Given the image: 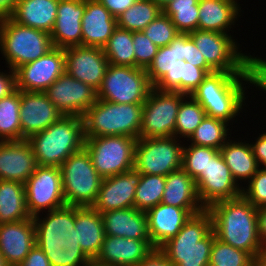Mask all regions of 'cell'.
<instances>
[{
    "instance_id": "6da1fadb",
    "label": "cell",
    "mask_w": 266,
    "mask_h": 266,
    "mask_svg": "<svg viewBox=\"0 0 266 266\" xmlns=\"http://www.w3.org/2000/svg\"><path fill=\"white\" fill-rule=\"evenodd\" d=\"M44 215L45 218L41 214L33 217L35 239L50 265L84 266L90 262L79 245L75 229V206L65 205Z\"/></svg>"
},
{
    "instance_id": "7a4b0ae2",
    "label": "cell",
    "mask_w": 266,
    "mask_h": 266,
    "mask_svg": "<svg viewBox=\"0 0 266 266\" xmlns=\"http://www.w3.org/2000/svg\"><path fill=\"white\" fill-rule=\"evenodd\" d=\"M207 210L211 213L216 238L257 260L265 250L258 236L257 208L240 195L216 202Z\"/></svg>"
},
{
    "instance_id": "3957f363",
    "label": "cell",
    "mask_w": 266,
    "mask_h": 266,
    "mask_svg": "<svg viewBox=\"0 0 266 266\" xmlns=\"http://www.w3.org/2000/svg\"><path fill=\"white\" fill-rule=\"evenodd\" d=\"M245 82L244 72H213L190 96L203 107L206 116L233 125L236 116L243 113L248 98Z\"/></svg>"
},
{
    "instance_id": "277c9868",
    "label": "cell",
    "mask_w": 266,
    "mask_h": 266,
    "mask_svg": "<svg viewBox=\"0 0 266 266\" xmlns=\"http://www.w3.org/2000/svg\"><path fill=\"white\" fill-rule=\"evenodd\" d=\"M214 237L211 213L205 209L192 215L160 249L174 266H207Z\"/></svg>"
},
{
    "instance_id": "5b68a950",
    "label": "cell",
    "mask_w": 266,
    "mask_h": 266,
    "mask_svg": "<svg viewBox=\"0 0 266 266\" xmlns=\"http://www.w3.org/2000/svg\"><path fill=\"white\" fill-rule=\"evenodd\" d=\"M27 140L39 166L60 167L70 155L84 148L83 119L63 115L47 129L33 134Z\"/></svg>"
},
{
    "instance_id": "8992f818",
    "label": "cell",
    "mask_w": 266,
    "mask_h": 266,
    "mask_svg": "<svg viewBox=\"0 0 266 266\" xmlns=\"http://www.w3.org/2000/svg\"><path fill=\"white\" fill-rule=\"evenodd\" d=\"M143 104H117L97 99L82 116L85 138L129 136L139 138Z\"/></svg>"
},
{
    "instance_id": "52a82bcc",
    "label": "cell",
    "mask_w": 266,
    "mask_h": 266,
    "mask_svg": "<svg viewBox=\"0 0 266 266\" xmlns=\"http://www.w3.org/2000/svg\"><path fill=\"white\" fill-rule=\"evenodd\" d=\"M53 48L50 33L21 25L10 17L0 19V54L15 71Z\"/></svg>"
},
{
    "instance_id": "ba28073f",
    "label": "cell",
    "mask_w": 266,
    "mask_h": 266,
    "mask_svg": "<svg viewBox=\"0 0 266 266\" xmlns=\"http://www.w3.org/2000/svg\"><path fill=\"white\" fill-rule=\"evenodd\" d=\"M64 200L69 206H92L103 178L96 172L87 150L70 155L60 166Z\"/></svg>"
},
{
    "instance_id": "9c48e42d",
    "label": "cell",
    "mask_w": 266,
    "mask_h": 266,
    "mask_svg": "<svg viewBox=\"0 0 266 266\" xmlns=\"http://www.w3.org/2000/svg\"><path fill=\"white\" fill-rule=\"evenodd\" d=\"M136 143L129 136H100L85 138L84 148L96 172L106 178L133 170Z\"/></svg>"
},
{
    "instance_id": "30bf717a",
    "label": "cell",
    "mask_w": 266,
    "mask_h": 266,
    "mask_svg": "<svg viewBox=\"0 0 266 266\" xmlns=\"http://www.w3.org/2000/svg\"><path fill=\"white\" fill-rule=\"evenodd\" d=\"M145 69L109 64L97 99L117 104H143L152 89Z\"/></svg>"
},
{
    "instance_id": "8fae6325",
    "label": "cell",
    "mask_w": 266,
    "mask_h": 266,
    "mask_svg": "<svg viewBox=\"0 0 266 266\" xmlns=\"http://www.w3.org/2000/svg\"><path fill=\"white\" fill-rule=\"evenodd\" d=\"M175 136L138 138L134 170L147 175L167 176L182 168L184 142Z\"/></svg>"
},
{
    "instance_id": "7c38bea8",
    "label": "cell",
    "mask_w": 266,
    "mask_h": 266,
    "mask_svg": "<svg viewBox=\"0 0 266 266\" xmlns=\"http://www.w3.org/2000/svg\"><path fill=\"white\" fill-rule=\"evenodd\" d=\"M187 95L176 91L150 90L142 109L139 138L175 136L176 116Z\"/></svg>"
},
{
    "instance_id": "4fadbf2b",
    "label": "cell",
    "mask_w": 266,
    "mask_h": 266,
    "mask_svg": "<svg viewBox=\"0 0 266 266\" xmlns=\"http://www.w3.org/2000/svg\"><path fill=\"white\" fill-rule=\"evenodd\" d=\"M189 36L215 72H244L246 53H242V45L233 35L195 30Z\"/></svg>"
},
{
    "instance_id": "5bb4252c",
    "label": "cell",
    "mask_w": 266,
    "mask_h": 266,
    "mask_svg": "<svg viewBox=\"0 0 266 266\" xmlns=\"http://www.w3.org/2000/svg\"><path fill=\"white\" fill-rule=\"evenodd\" d=\"M24 187L26 206L31 217L66 205L60 167L38 165Z\"/></svg>"
},
{
    "instance_id": "9a60e30c",
    "label": "cell",
    "mask_w": 266,
    "mask_h": 266,
    "mask_svg": "<svg viewBox=\"0 0 266 266\" xmlns=\"http://www.w3.org/2000/svg\"><path fill=\"white\" fill-rule=\"evenodd\" d=\"M195 182L198 197L205 209L216 202L242 195V187L232 177L220 150L211 157L206 171L202 172Z\"/></svg>"
},
{
    "instance_id": "2e32d148",
    "label": "cell",
    "mask_w": 266,
    "mask_h": 266,
    "mask_svg": "<svg viewBox=\"0 0 266 266\" xmlns=\"http://www.w3.org/2000/svg\"><path fill=\"white\" fill-rule=\"evenodd\" d=\"M65 72V50L53 47L35 61L15 70L16 89L44 92Z\"/></svg>"
},
{
    "instance_id": "e0dca14e",
    "label": "cell",
    "mask_w": 266,
    "mask_h": 266,
    "mask_svg": "<svg viewBox=\"0 0 266 266\" xmlns=\"http://www.w3.org/2000/svg\"><path fill=\"white\" fill-rule=\"evenodd\" d=\"M64 116L81 117L96 102L97 91L64 72L45 91Z\"/></svg>"
},
{
    "instance_id": "ac0fdd59",
    "label": "cell",
    "mask_w": 266,
    "mask_h": 266,
    "mask_svg": "<svg viewBox=\"0 0 266 266\" xmlns=\"http://www.w3.org/2000/svg\"><path fill=\"white\" fill-rule=\"evenodd\" d=\"M64 50L65 72L97 91L109 65L103 49L101 47L79 45Z\"/></svg>"
},
{
    "instance_id": "d6986e66",
    "label": "cell",
    "mask_w": 266,
    "mask_h": 266,
    "mask_svg": "<svg viewBox=\"0 0 266 266\" xmlns=\"http://www.w3.org/2000/svg\"><path fill=\"white\" fill-rule=\"evenodd\" d=\"M21 140L47 129L63 114L48 99L45 92L20 91Z\"/></svg>"
},
{
    "instance_id": "ffe728a7",
    "label": "cell",
    "mask_w": 266,
    "mask_h": 266,
    "mask_svg": "<svg viewBox=\"0 0 266 266\" xmlns=\"http://www.w3.org/2000/svg\"><path fill=\"white\" fill-rule=\"evenodd\" d=\"M140 179L141 173L134 169L103 178L92 207L100 213L134 207L135 191Z\"/></svg>"
},
{
    "instance_id": "44dd1931",
    "label": "cell",
    "mask_w": 266,
    "mask_h": 266,
    "mask_svg": "<svg viewBox=\"0 0 266 266\" xmlns=\"http://www.w3.org/2000/svg\"><path fill=\"white\" fill-rule=\"evenodd\" d=\"M37 166L27 139L0 141V180L25 184Z\"/></svg>"
},
{
    "instance_id": "7402d4cb",
    "label": "cell",
    "mask_w": 266,
    "mask_h": 266,
    "mask_svg": "<svg viewBox=\"0 0 266 266\" xmlns=\"http://www.w3.org/2000/svg\"><path fill=\"white\" fill-rule=\"evenodd\" d=\"M35 244L33 217L0 225V252L8 266H19Z\"/></svg>"
},
{
    "instance_id": "603a6c76",
    "label": "cell",
    "mask_w": 266,
    "mask_h": 266,
    "mask_svg": "<svg viewBox=\"0 0 266 266\" xmlns=\"http://www.w3.org/2000/svg\"><path fill=\"white\" fill-rule=\"evenodd\" d=\"M152 249L151 240L106 235L94 261L106 266H137Z\"/></svg>"
},
{
    "instance_id": "cb8c5ba5",
    "label": "cell",
    "mask_w": 266,
    "mask_h": 266,
    "mask_svg": "<svg viewBox=\"0 0 266 266\" xmlns=\"http://www.w3.org/2000/svg\"><path fill=\"white\" fill-rule=\"evenodd\" d=\"M85 0H59L57 17L52 29L53 47L66 49L82 45V17Z\"/></svg>"
},
{
    "instance_id": "d4e9b609",
    "label": "cell",
    "mask_w": 266,
    "mask_h": 266,
    "mask_svg": "<svg viewBox=\"0 0 266 266\" xmlns=\"http://www.w3.org/2000/svg\"><path fill=\"white\" fill-rule=\"evenodd\" d=\"M148 233L154 248H160L169 239L175 237L192 214L172 205L159 203L145 212Z\"/></svg>"
},
{
    "instance_id": "484cf974",
    "label": "cell",
    "mask_w": 266,
    "mask_h": 266,
    "mask_svg": "<svg viewBox=\"0 0 266 266\" xmlns=\"http://www.w3.org/2000/svg\"><path fill=\"white\" fill-rule=\"evenodd\" d=\"M81 26L82 45L103 48L117 27V18L98 0H85Z\"/></svg>"
},
{
    "instance_id": "4316f807",
    "label": "cell",
    "mask_w": 266,
    "mask_h": 266,
    "mask_svg": "<svg viewBox=\"0 0 266 266\" xmlns=\"http://www.w3.org/2000/svg\"><path fill=\"white\" fill-rule=\"evenodd\" d=\"M198 6V30L225 34H231L243 10L238 0H199Z\"/></svg>"
},
{
    "instance_id": "83f0119b",
    "label": "cell",
    "mask_w": 266,
    "mask_h": 266,
    "mask_svg": "<svg viewBox=\"0 0 266 266\" xmlns=\"http://www.w3.org/2000/svg\"><path fill=\"white\" fill-rule=\"evenodd\" d=\"M105 235L151 240L148 233L147 216L134 207L109 210L101 213Z\"/></svg>"
},
{
    "instance_id": "f1b7e54d",
    "label": "cell",
    "mask_w": 266,
    "mask_h": 266,
    "mask_svg": "<svg viewBox=\"0 0 266 266\" xmlns=\"http://www.w3.org/2000/svg\"><path fill=\"white\" fill-rule=\"evenodd\" d=\"M75 229L82 251L95 260L106 236L102 214L92 206H75Z\"/></svg>"
},
{
    "instance_id": "f546056e",
    "label": "cell",
    "mask_w": 266,
    "mask_h": 266,
    "mask_svg": "<svg viewBox=\"0 0 266 266\" xmlns=\"http://www.w3.org/2000/svg\"><path fill=\"white\" fill-rule=\"evenodd\" d=\"M161 203L184 208L192 215L205 210L198 197L195 180L182 168L166 176Z\"/></svg>"
},
{
    "instance_id": "4dcf8cb0",
    "label": "cell",
    "mask_w": 266,
    "mask_h": 266,
    "mask_svg": "<svg viewBox=\"0 0 266 266\" xmlns=\"http://www.w3.org/2000/svg\"><path fill=\"white\" fill-rule=\"evenodd\" d=\"M59 0H17L10 18L24 26L52 32Z\"/></svg>"
},
{
    "instance_id": "1f68e13d",
    "label": "cell",
    "mask_w": 266,
    "mask_h": 266,
    "mask_svg": "<svg viewBox=\"0 0 266 266\" xmlns=\"http://www.w3.org/2000/svg\"><path fill=\"white\" fill-rule=\"evenodd\" d=\"M243 140L229 139L220 149L232 177L240 187H243L260 168L251 144L246 140L242 142Z\"/></svg>"
},
{
    "instance_id": "d6a6232c",
    "label": "cell",
    "mask_w": 266,
    "mask_h": 266,
    "mask_svg": "<svg viewBox=\"0 0 266 266\" xmlns=\"http://www.w3.org/2000/svg\"><path fill=\"white\" fill-rule=\"evenodd\" d=\"M208 74L203 68L178 59L172 69L164 75L154 88L161 91H176L185 95H191Z\"/></svg>"
},
{
    "instance_id": "836d02e7",
    "label": "cell",
    "mask_w": 266,
    "mask_h": 266,
    "mask_svg": "<svg viewBox=\"0 0 266 266\" xmlns=\"http://www.w3.org/2000/svg\"><path fill=\"white\" fill-rule=\"evenodd\" d=\"M29 218L24 184L0 180V225Z\"/></svg>"
},
{
    "instance_id": "e575fe53",
    "label": "cell",
    "mask_w": 266,
    "mask_h": 266,
    "mask_svg": "<svg viewBox=\"0 0 266 266\" xmlns=\"http://www.w3.org/2000/svg\"><path fill=\"white\" fill-rule=\"evenodd\" d=\"M228 126H230V124L227 122L214 117L205 116L201 124L187 141L197 146L212 147L220 150L230 137L233 138L231 136V127Z\"/></svg>"
},
{
    "instance_id": "d590c367",
    "label": "cell",
    "mask_w": 266,
    "mask_h": 266,
    "mask_svg": "<svg viewBox=\"0 0 266 266\" xmlns=\"http://www.w3.org/2000/svg\"><path fill=\"white\" fill-rule=\"evenodd\" d=\"M162 12L153 0H136L125 12L117 17V26L131 32L144 28Z\"/></svg>"
},
{
    "instance_id": "8d00e7d4",
    "label": "cell",
    "mask_w": 266,
    "mask_h": 266,
    "mask_svg": "<svg viewBox=\"0 0 266 266\" xmlns=\"http://www.w3.org/2000/svg\"><path fill=\"white\" fill-rule=\"evenodd\" d=\"M102 49L109 64L135 67V53L131 31L117 26Z\"/></svg>"
},
{
    "instance_id": "74e56055",
    "label": "cell",
    "mask_w": 266,
    "mask_h": 266,
    "mask_svg": "<svg viewBox=\"0 0 266 266\" xmlns=\"http://www.w3.org/2000/svg\"><path fill=\"white\" fill-rule=\"evenodd\" d=\"M20 90L0 99V141L21 140Z\"/></svg>"
},
{
    "instance_id": "f35d334b",
    "label": "cell",
    "mask_w": 266,
    "mask_h": 266,
    "mask_svg": "<svg viewBox=\"0 0 266 266\" xmlns=\"http://www.w3.org/2000/svg\"><path fill=\"white\" fill-rule=\"evenodd\" d=\"M198 1L173 0L163 7L162 12L170 17L179 33H190L198 30Z\"/></svg>"
},
{
    "instance_id": "ab89813d",
    "label": "cell",
    "mask_w": 266,
    "mask_h": 266,
    "mask_svg": "<svg viewBox=\"0 0 266 266\" xmlns=\"http://www.w3.org/2000/svg\"><path fill=\"white\" fill-rule=\"evenodd\" d=\"M165 182L166 176L141 174L135 191L134 208L146 212L161 203Z\"/></svg>"
},
{
    "instance_id": "60d3db41",
    "label": "cell",
    "mask_w": 266,
    "mask_h": 266,
    "mask_svg": "<svg viewBox=\"0 0 266 266\" xmlns=\"http://www.w3.org/2000/svg\"><path fill=\"white\" fill-rule=\"evenodd\" d=\"M206 116L203 107L190 95H187L180 103L176 116L175 137L184 138L186 141L195 132Z\"/></svg>"
},
{
    "instance_id": "b9f144b4",
    "label": "cell",
    "mask_w": 266,
    "mask_h": 266,
    "mask_svg": "<svg viewBox=\"0 0 266 266\" xmlns=\"http://www.w3.org/2000/svg\"><path fill=\"white\" fill-rule=\"evenodd\" d=\"M209 264L215 266H256V260L243 250L214 237Z\"/></svg>"
},
{
    "instance_id": "7bdbcfd3",
    "label": "cell",
    "mask_w": 266,
    "mask_h": 266,
    "mask_svg": "<svg viewBox=\"0 0 266 266\" xmlns=\"http://www.w3.org/2000/svg\"><path fill=\"white\" fill-rule=\"evenodd\" d=\"M188 144L185 142L183 146L182 169L195 180L202 172L206 171L211 157L219 150L212 147Z\"/></svg>"
},
{
    "instance_id": "ee69618b",
    "label": "cell",
    "mask_w": 266,
    "mask_h": 266,
    "mask_svg": "<svg viewBox=\"0 0 266 266\" xmlns=\"http://www.w3.org/2000/svg\"><path fill=\"white\" fill-rule=\"evenodd\" d=\"M159 48L167 46L179 34L168 15L161 12L142 31Z\"/></svg>"
},
{
    "instance_id": "f6af8a7d",
    "label": "cell",
    "mask_w": 266,
    "mask_h": 266,
    "mask_svg": "<svg viewBox=\"0 0 266 266\" xmlns=\"http://www.w3.org/2000/svg\"><path fill=\"white\" fill-rule=\"evenodd\" d=\"M176 60L175 46L167 45L158 49L152 63L146 69L149 82L153 87L172 69Z\"/></svg>"
},
{
    "instance_id": "bcb514c9",
    "label": "cell",
    "mask_w": 266,
    "mask_h": 266,
    "mask_svg": "<svg viewBox=\"0 0 266 266\" xmlns=\"http://www.w3.org/2000/svg\"><path fill=\"white\" fill-rule=\"evenodd\" d=\"M132 40L135 53V67L146 70L152 63L159 47L142 31L132 32Z\"/></svg>"
},
{
    "instance_id": "7dc6e473",
    "label": "cell",
    "mask_w": 266,
    "mask_h": 266,
    "mask_svg": "<svg viewBox=\"0 0 266 266\" xmlns=\"http://www.w3.org/2000/svg\"><path fill=\"white\" fill-rule=\"evenodd\" d=\"M245 185L242 195L255 208L266 206V168H259Z\"/></svg>"
},
{
    "instance_id": "c3c4849f",
    "label": "cell",
    "mask_w": 266,
    "mask_h": 266,
    "mask_svg": "<svg viewBox=\"0 0 266 266\" xmlns=\"http://www.w3.org/2000/svg\"><path fill=\"white\" fill-rule=\"evenodd\" d=\"M244 73L246 83L266 93V58L262 59L250 53L245 54Z\"/></svg>"
},
{
    "instance_id": "681fc988",
    "label": "cell",
    "mask_w": 266,
    "mask_h": 266,
    "mask_svg": "<svg viewBox=\"0 0 266 266\" xmlns=\"http://www.w3.org/2000/svg\"><path fill=\"white\" fill-rule=\"evenodd\" d=\"M184 60L190 62L192 65L203 68L209 74L215 72L207 63L200 50L196 47L194 41L189 36V33H185V52Z\"/></svg>"
},
{
    "instance_id": "f907efd6",
    "label": "cell",
    "mask_w": 266,
    "mask_h": 266,
    "mask_svg": "<svg viewBox=\"0 0 266 266\" xmlns=\"http://www.w3.org/2000/svg\"><path fill=\"white\" fill-rule=\"evenodd\" d=\"M8 70L4 72L0 71V99L10 95L16 90L15 71L11 68Z\"/></svg>"
},
{
    "instance_id": "816d5d0a",
    "label": "cell",
    "mask_w": 266,
    "mask_h": 266,
    "mask_svg": "<svg viewBox=\"0 0 266 266\" xmlns=\"http://www.w3.org/2000/svg\"><path fill=\"white\" fill-rule=\"evenodd\" d=\"M137 266H174L160 248H154Z\"/></svg>"
},
{
    "instance_id": "f5cc1de1",
    "label": "cell",
    "mask_w": 266,
    "mask_h": 266,
    "mask_svg": "<svg viewBox=\"0 0 266 266\" xmlns=\"http://www.w3.org/2000/svg\"><path fill=\"white\" fill-rule=\"evenodd\" d=\"M19 266H51L48 258L36 244Z\"/></svg>"
},
{
    "instance_id": "db71d44e",
    "label": "cell",
    "mask_w": 266,
    "mask_h": 266,
    "mask_svg": "<svg viewBox=\"0 0 266 266\" xmlns=\"http://www.w3.org/2000/svg\"><path fill=\"white\" fill-rule=\"evenodd\" d=\"M257 138V139H256ZM251 144L254 156L260 168H266V132L259 133Z\"/></svg>"
},
{
    "instance_id": "11a10c76",
    "label": "cell",
    "mask_w": 266,
    "mask_h": 266,
    "mask_svg": "<svg viewBox=\"0 0 266 266\" xmlns=\"http://www.w3.org/2000/svg\"><path fill=\"white\" fill-rule=\"evenodd\" d=\"M98 1L102 5H104L114 17L117 18L120 14H122L129 7H131L136 0H98Z\"/></svg>"
},
{
    "instance_id": "9f6ffc18",
    "label": "cell",
    "mask_w": 266,
    "mask_h": 266,
    "mask_svg": "<svg viewBox=\"0 0 266 266\" xmlns=\"http://www.w3.org/2000/svg\"><path fill=\"white\" fill-rule=\"evenodd\" d=\"M257 226L260 243L266 249V206L257 208Z\"/></svg>"
},
{
    "instance_id": "6f0895ef",
    "label": "cell",
    "mask_w": 266,
    "mask_h": 266,
    "mask_svg": "<svg viewBox=\"0 0 266 266\" xmlns=\"http://www.w3.org/2000/svg\"><path fill=\"white\" fill-rule=\"evenodd\" d=\"M170 46H175V54L177 60H184L185 52V33H179L169 44Z\"/></svg>"
},
{
    "instance_id": "680465c9",
    "label": "cell",
    "mask_w": 266,
    "mask_h": 266,
    "mask_svg": "<svg viewBox=\"0 0 266 266\" xmlns=\"http://www.w3.org/2000/svg\"><path fill=\"white\" fill-rule=\"evenodd\" d=\"M17 0H0V19L10 17Z\"/></svg>"
},
{
    "instance_id": "91938a15",
    "label": "cell",
    "mask_w": 266,
    "mask_h": 266,
    "mask_svg": "<svg viewBox=\"0 0 266 266\" xmlns=\"http://www.w3.org/2000/svg\"><path fill=\"white\" fill-rule=\"evenodd\" d=\"M256 266H266V249L257 258Z\"/></svg>"
},
{
    "instance_id": "94428289",
    "label": "cell",
    "mask_w": 266,
    "mask_h": 266,
    "mask_svg": "<svg viewBox=\"0 0 266 266\" xmlns=\"http://www.w3.org/2000/svg\"><path fill=\"white\" fill-rule=\"evenodd\" d=\"M160 8L163 9L165 5H167L169 2L173 0H153Z\"/></svg>"
},
{
    "instance_id": "6125c7cd",
    "label": "cell",
    "mask_w": 266,
    "mask_h": 266,
    "mask_svg": "<svg viewBox=\"0 0 266 266\" xmlns=\"http://www.w3.org/2000/svg\"><path fill=\"white\" fill-rule=\"evenodd\" d=\"M84 266H106V265L98 264L94 260H91L90 262H88Z\"/></svg>"
},
{
    "instance_id": "be15d7a7",
    "label": "cell",
    "mask_w": 266,
    "mask_h": 266,
    "mask_svg": "<svg viewBox=\"0 0 266 266\" xmlns=\"http://www.w3.org/2000/svg\"><path fill=\"white\" fill-rule=\"evenodd\" d=\"M0 266H8L5 262V259L3 258L1 252H0Z\"/></svg>"
}]
</instances>
